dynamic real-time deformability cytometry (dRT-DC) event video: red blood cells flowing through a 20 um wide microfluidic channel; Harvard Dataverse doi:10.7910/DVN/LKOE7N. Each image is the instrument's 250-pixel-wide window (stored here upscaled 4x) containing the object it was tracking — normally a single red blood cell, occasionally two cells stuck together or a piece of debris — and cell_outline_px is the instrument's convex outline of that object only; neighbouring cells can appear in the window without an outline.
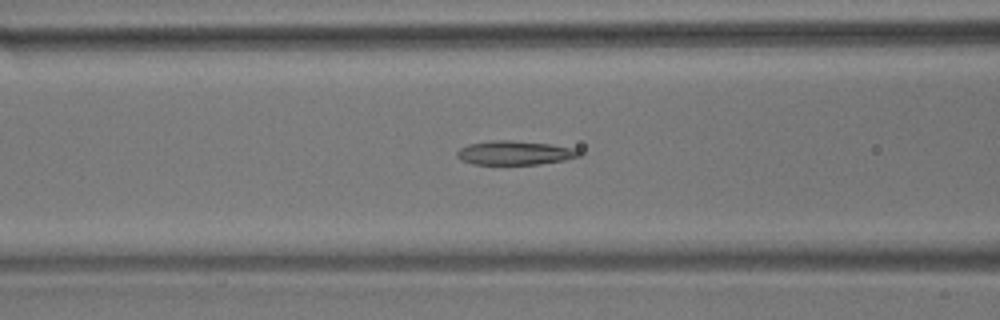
{"species": "common noctule bat (a hibernating species)", "species_latin": "Nyctalus noctula", "temperature_condition": "room temperature", "stored_images_in_passage": 38, "camera_frame_rate_fps": 3000, "um_per_image_px": 0.085, "animal": {"sex": "male", "body_mass_g": 17.9}, "frame": {"image": 1, "passage_image": 10, "time_ms": 3.0, "image_size_px": [1000, 320], "cell_outline_px": [[584, 156], [564, 160], [540, 164], [472, 164], [460, 160], [456, 156], [456, 152], [460, 148], [468, 144], [492, 140], [512, 140], [552, 144], [576, 148], [584, 152]], "centroid_in_image_um": [43.81, 12.99], "position_along_channel_um": 122.8, "area_um2": 17.46}}
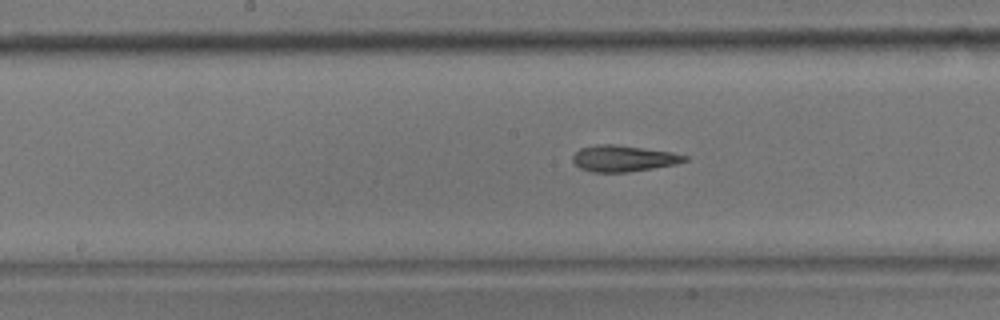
{"frame": {"image": 2, "passage_image": 16, "time_ms": 5.0, "image_size_px": [1000, 320], "cell_outline_px": [[688, 160], [676, 164], [628, 172], [592, 172], [580, 168], [572, 160], [572, 156], [580, 148], [596, 144], [616, 144], [672, 152], [688, 156]], "centroid_in_image_um": [52.98, 13.46], "position_along_channel_um": 195.2, "area_um2": 17.11}}
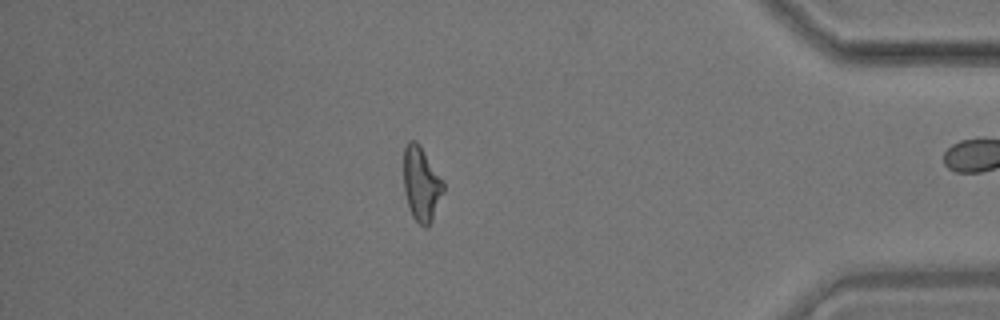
{"frame": {"image": 3, "passage_image": 36, "time_ms": 11.667, "image_size_px": [1000, 320], "cell_outline_px": [[444, 192], [432, 220], [428, 228], [424, 228], [412, 216], [404, 192], [404, 148], [408, 140], [416, 140], [420, 144], [444, 180]], "centroid_in_image_um": [35.83, 15.62], "position_along_channel_um": 399.4, "area_um2": 17.51}}